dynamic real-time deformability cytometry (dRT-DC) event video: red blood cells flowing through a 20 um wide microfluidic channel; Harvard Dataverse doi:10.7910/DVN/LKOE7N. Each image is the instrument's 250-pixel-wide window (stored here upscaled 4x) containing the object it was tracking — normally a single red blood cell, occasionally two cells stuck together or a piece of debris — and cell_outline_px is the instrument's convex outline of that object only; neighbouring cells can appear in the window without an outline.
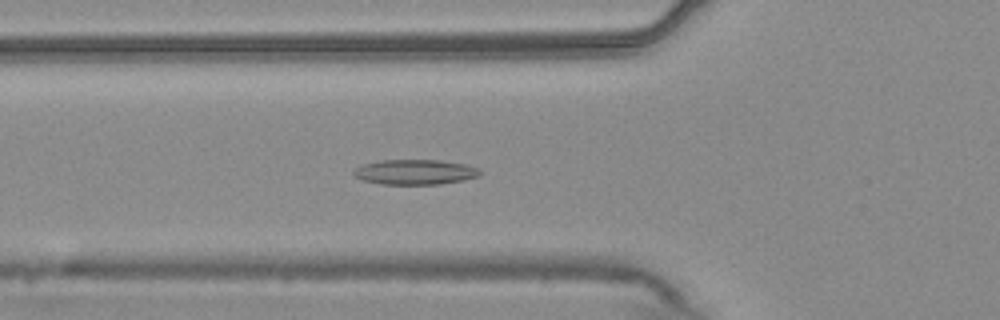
{"species": "common noctule bat (a hibernating species)", "species_latin": "Nyctalus noctula", "temperature_condition": "warm", "stored_images_in_passage": 55, "camera_frame_rate_fps": 3000, "um_per_image_px": 0.085, "animal": {"sex": "male", "body_mass_g": 20.4}, "frame": {"image": 1, "passage_image": 20, "time_ms": 6.333, "image_size_px": [1000, 320], "cell_outline_px": [[484, 172], [480, 176], [464, 180], [440, 184], [380, 184], [364, 180], [356, 176], [352, 172], [356, 168], [364, 164], [380, 160], [436, 160], [464, 164], [480, 168]], "centroid_in_image_um": [35.34, 14.62], "position_along_channel_um": 90.5, "area_um2": 18.44}}
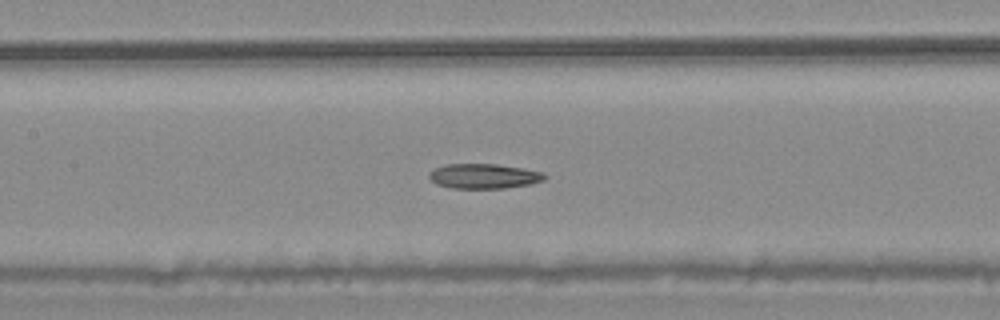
{"frame": {"image": 2, "passage_image": 26, "time_ms": 8.333, "image_size_px": [1000, 320], "cell_outline_px": [[548, 176], [544, 180], [528, 184], [504, 188], [452, 188], [436, 184], [428, 176], [428, 172], [436, 168], [448, 164], [496, 164], [544, 172]], "centroid_in_image_um": [41.13, 14.97], "position_along_channel_um": 166.3, "area_um2": 16.59}}
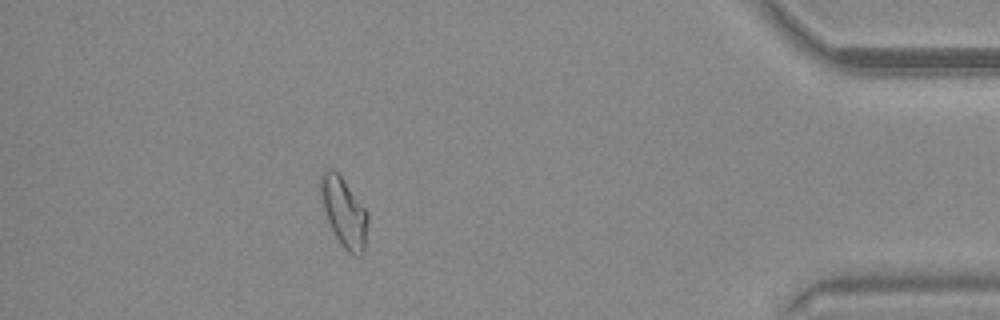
{"frame": {"image": 3, "passage_image": 49, "time_ms": 16.0, "image_size_px": [1000, 320], "cell_outline_px": [[368, 220], [364, 252], [360, 256], [356, 256], [348, 252], [340, 244], [328, 220], [324, 208], [320, 192], [320, 176], [324, 168], [332, 168], [340, 176], [368, 212]], "centroid_in_image_um": [29.24, 18.04], "position_along_channel_um": 406.0, "area_um2": 18.79}, "authors_computed_cell_mechanics": {"area_um2": 18.207, "velocity_mm_per_s": 3.7507, "shape_relaxation_time_tau1_ms": null, "shape_relaxation_time_tau2_ms": 6.3737, "deformation_change_tau1": null, "deformation_change_tau2": 0.1266}}